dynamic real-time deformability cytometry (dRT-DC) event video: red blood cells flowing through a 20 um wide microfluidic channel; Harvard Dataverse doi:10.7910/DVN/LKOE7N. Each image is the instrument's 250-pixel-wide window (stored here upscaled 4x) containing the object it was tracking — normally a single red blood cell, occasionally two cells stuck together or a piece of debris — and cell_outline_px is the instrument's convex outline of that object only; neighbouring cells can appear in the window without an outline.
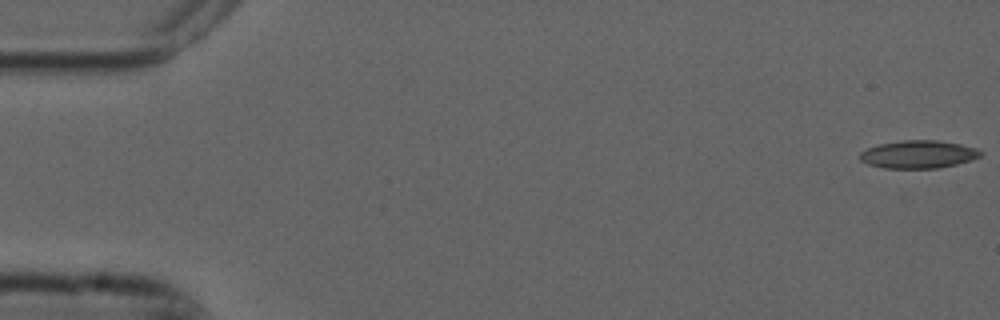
{"species": "common noctule bat (a hibernating species)", "species_latin": "Nyctalus noctula", "temperature_condition": "cold", "stored_images_in_passage": 6, "camera_frame_rate_fps": 3000, "um_per_image_px": 0.085, "animal": {"sex": "male", "forearm_length_mm": 52.5}, "frame": {"image": 1, "passage_image": 1, "time_ms": 0.0, "image_size_px": [1000, 320], "cell_outline_px": [[984, 152], [980, 156], [972, 160], [940, 168], [884, 168], [868, 164], [860, 160], [860, 152], [868, 148], [880, 144], [900, 140], [936, 140], [960, 144], [976, 148]], "centroid_in_image_um": [78.08, 13.12], "position_along_channel_um": 6.9, "area_um2": 19.59}}
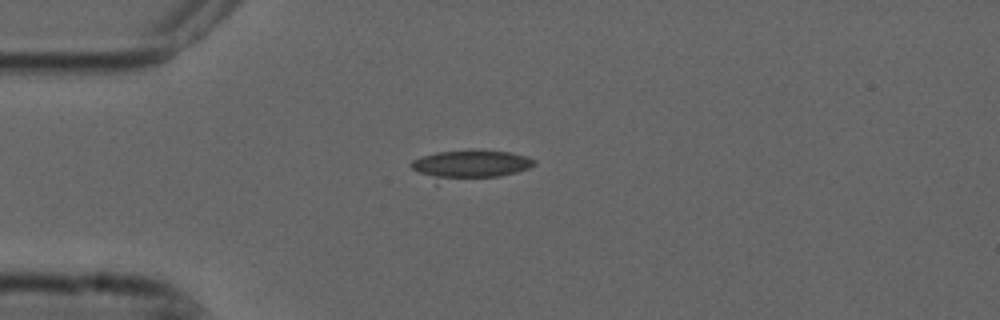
{"frame": {"image": 2, "passage_image": 4, "time_ms": 1.0, "image_size_px": [1000, 320], "cell_outline_px": [[536, 164], [528, 168], [516, 172], [500, 176], [436, 184], [412, 168], [412, 160], [420, 156], [436, 152], [512, 152], [528, 156], [536, 160]], "centroid_in_image_um": [39.91, 14.06], "position_along_channel_um": 45.1, "area_um2": 20.87}}